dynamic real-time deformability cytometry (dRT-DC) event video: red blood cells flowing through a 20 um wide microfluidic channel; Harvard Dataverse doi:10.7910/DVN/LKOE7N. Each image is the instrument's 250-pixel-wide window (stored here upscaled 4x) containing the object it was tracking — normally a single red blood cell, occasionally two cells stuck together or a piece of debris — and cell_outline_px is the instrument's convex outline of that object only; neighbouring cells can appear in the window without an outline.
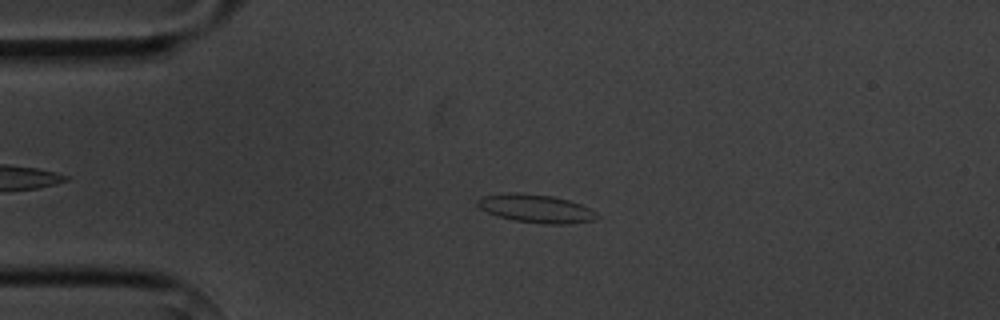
{"species": "common noctule bat (a hibernating species)", "species_latin": "Nyctalus noctula", "temperature_condition": "cold", "stored_images_in_passage": 3, "camera_frame_rate_fps": 3000, "um_per_image_px": 0.085, "animal": {"sex": "male", "body_mass_g": 20.1, "forearm_length_mm": 53.5}, "frame": {"image": 1, "passage_image": 1, "time_ms": 0.0, "image_size_px": [1000, 320], "cell_outline_px": [[600, 216], [596, 220], [568, 224], [544, 224], [512, 220], [496, 216], [480, 208], [476, 204], [476, 200], [480, 196], [508, 192], [516, 192], [552, 196], [568, 200], [580, 204], [596, 212]], "centroid_in_image_um": [45.53, 17.73], "position_along_channel_um": 39.5, "area_um2": 19.88}}
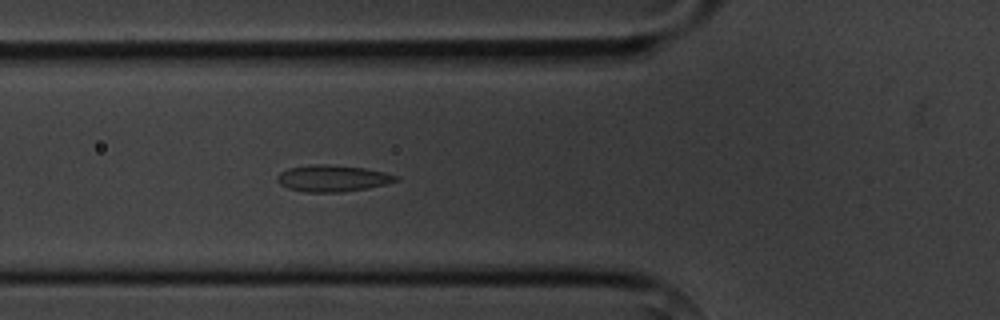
{"frame": {"image": 2, "passage_image": 3, "time_ms": 2.333, "image_size_px": [1000, 320], "cell_outline_px": [[400, 180], [368, 188], [340, 192], [304, 192], [288, 188], [280, 184], [276, 180], [276, 176], [280, 172], [288, 168], [312, 164], [324, 164], [364, 168], [384, 172], [400, 176]], "centroid_in_image_um": [28.25, 15.16], "position_along_channel_um": 97.5, "area_um2": 18.38}}